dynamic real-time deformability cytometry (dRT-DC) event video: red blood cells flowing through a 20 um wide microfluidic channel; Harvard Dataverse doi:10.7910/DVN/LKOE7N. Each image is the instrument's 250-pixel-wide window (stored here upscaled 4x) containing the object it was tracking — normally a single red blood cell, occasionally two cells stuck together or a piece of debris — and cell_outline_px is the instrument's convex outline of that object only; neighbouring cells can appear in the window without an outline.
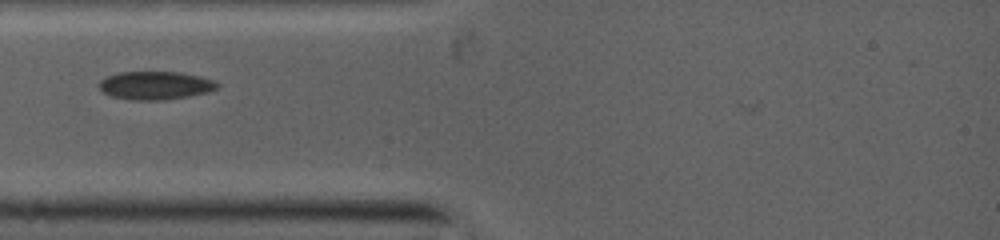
{"species": "common noctule bat (a hibernating species)", "species_latin": "Nyctalus noctula", "temperature_condition": "warm", "stored_images_in_passage": 29, "camera_frame_rate_fps": 5000, "um_per_image_px": 0.085, "animal": {"sex": "female", "body_mass_g": 19.0, "forearm_length_mm": 53.3}, "frame": {"image": 1, "passage_image": 2, "time_ms": 0.2, "image_size_px": [1000, 240], "cell_outline_px": [[220, 84], [216, 88], [208, 92], [188, 96], [156, 100], [140, 100], [112, 96], [104, 92], [100, 88], [100, 80], [108, 76], [120, 72], [180, 72], [212, 80]], "centroid_in_image_um": [13.2, 7.25], "position_along_channel_um": 71.8, "area_um2": 18.9}}
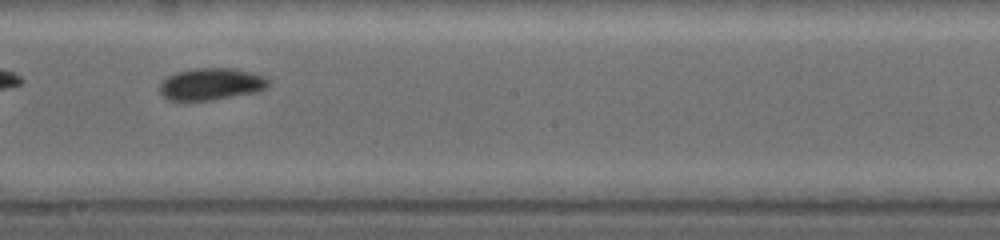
{"frame": {"image": 2, "passage_image": 17, "time_ms": 3.8, "image_size_px": [1000, 240], "cell_outline_px": [[268, 84], [264, 88], [256, 92], [204, 100], [172, 100], [164, 96], [160, 92], [160, 84], [168, 76], [180, 72], [200, 68], [228, 68], [248, 72], [260, 76], [268, 80]], "centroid_in_image_um": [17.91, 7.14], "position_along_channel_um": 230.3, "area_um2": 19.31}}
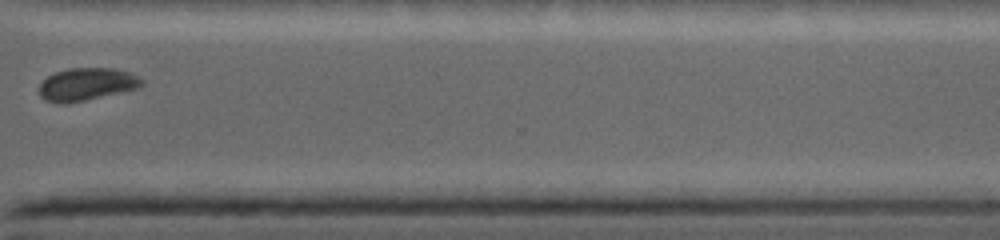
{"frame": {"image": 3, "passage_image": 26, "time_ms": 6.8, "image_size_px": [1000, 240], "cell_outline_px": [[144, 80], [136, 88], [84, 100], [44, 100], [40, 96], [40, 84], [48, 76], [56, 72], [72, 68], [112, 68], [128, 72]], "centroid_in_image_um": [7.38, 7.11], "position_along_channel_um": 363.2, "area_um2": 18.38}}